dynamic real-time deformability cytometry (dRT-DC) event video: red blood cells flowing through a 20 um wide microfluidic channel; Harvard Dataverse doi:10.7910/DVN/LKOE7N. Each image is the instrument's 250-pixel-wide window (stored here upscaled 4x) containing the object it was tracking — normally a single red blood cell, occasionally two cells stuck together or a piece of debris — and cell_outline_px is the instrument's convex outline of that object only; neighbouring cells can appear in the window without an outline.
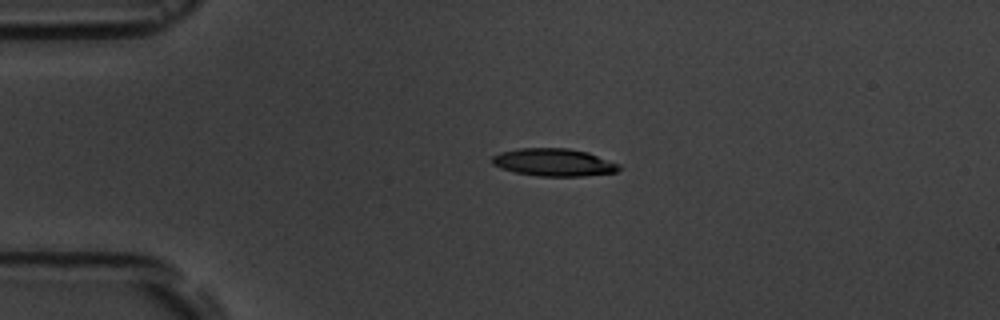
{"species": "common noctule bat (a hibernating species)", "species_latin": "Nyctalus noctula", "temperature_condition": "room temperature", "stored_images_in_passage": 3, "camera_frame_rate_fps": 3000, "um_per_image_px": 0.085, "animal": {"sex": "male", "body_mass_g": 19.5, "forearm_length_mm": 54.6}, "frame": {"image": 1, "passage_image": 1, "time_ms": 0.0, "image_size_px": [1000, 320], "cell_outline_px": [[620, 168], [616, 172], [584, 176], [536, 176], [516, 172], [500, 168], [492, 164], [492, 156], [500, 152], [520, 148], [568, 148], [588, 152], [620, 164]], "centroid_in_image_um": [47.07, 13.8], "position_along_channel_um": 37.9, "area_um2": 20.46}}
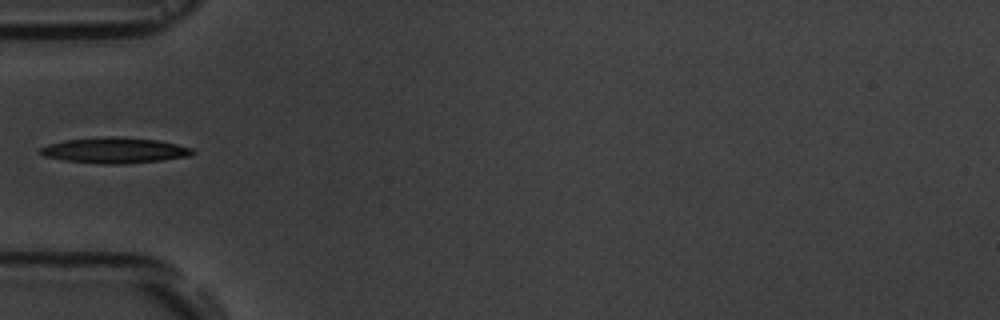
{"frame": {"image": 2, "passage_image": 3, "time_ms": 2.0, "image_size_px": [1000, 320], "cell_outline_px": [[196, 152], [188, 156], [160, 160], [124, 164], [100, 164], [64, 160], [44, 156], [40, 152], [40, 148], [48, 144], [64, 140], [108, 136], [116, 136], [160, 140], [192, 148]], "centroid_in_image_um": [9.74, 12.77], "position_along_channel_um": 75.3, "area_um2": 22.77}}